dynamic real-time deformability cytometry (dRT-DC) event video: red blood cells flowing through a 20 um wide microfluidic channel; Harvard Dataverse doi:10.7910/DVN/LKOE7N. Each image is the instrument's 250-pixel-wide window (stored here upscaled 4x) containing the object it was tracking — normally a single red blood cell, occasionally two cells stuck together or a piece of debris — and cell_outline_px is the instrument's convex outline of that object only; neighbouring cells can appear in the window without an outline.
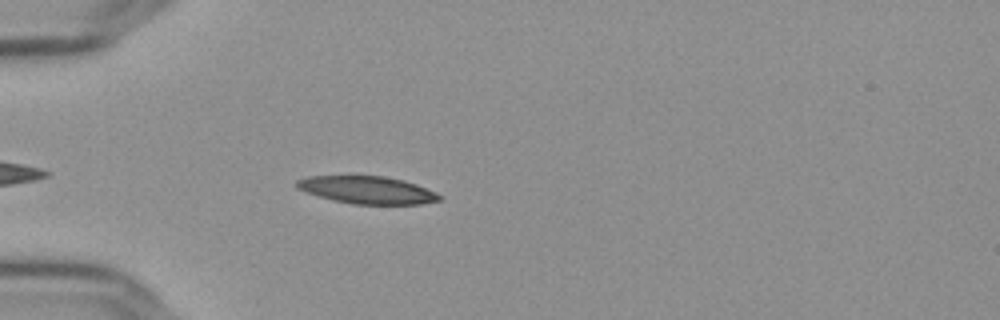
{"species": "Egyptian fruit bat (a non-hibernating species)", "species_latin": "Rousettus aegyptiacus", "temperature_condition": "cold", "stored_images_in_passage": 41, "camera_frame_rate_fps": 3000, "um_per_image_px": 0.085, "frame": {"image": 1, "passage_image": 5, "time_ms": 1.333, "image_size_px": [1000, 320], "cell_outline_px": [[444, 196], [440, 200], [420, 204], [352, 204], [320, 196], [296, 188], [296, 180], [308, 176], [384, 176], [404, 180], [416, 184], [436, 192]], "centroid_in_image_um": [31.26, 16.14], "position_along_channel_um": 53.7, "area_um2": 22.72}}
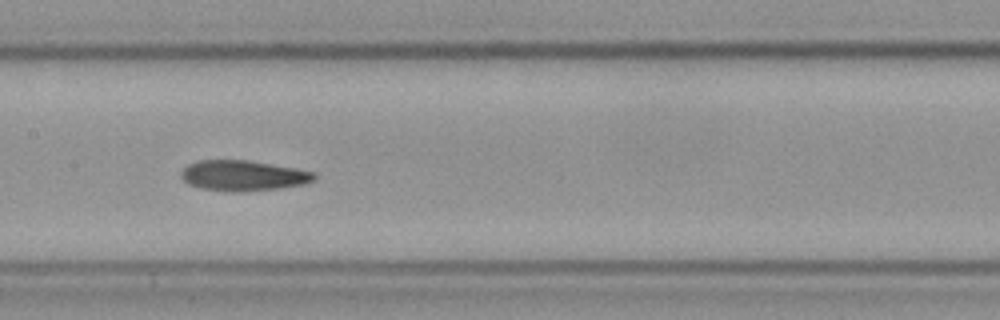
{"frame": {"image": 2, "passage_image": 17, "time_ms": 5.333, "image_size_px": [1000, 320], "cell_outline_px": [[316, 176], [312, 180], [304, 184], [280, 188], [244, 192], [232, 192], [200, 188], [188, 184], [180, 176], [180, 172], [188, 164], [196, 160], [248, 160], [292, 168], [312, 172]], "centroid_in_image_um": [20.59, 14.93], "position_along_channel_um": 186.8, "area_um2": 23.52}}
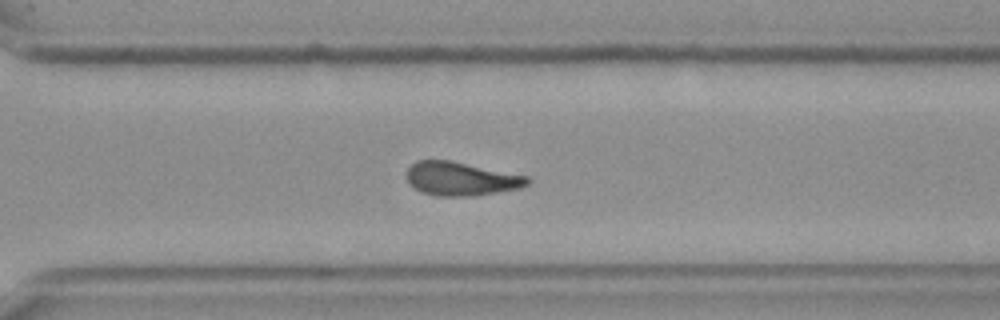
{"frame": {"image": 3, "passage_image": 29, "time_ms": 9.333, "image_size_px": [1000, 320], "cell_outline_px": [[532, 180], [528, 184], [520, 188], [472, 196], [436, 196], [420, 192], [408, 184], [404, 172], [416, 160], [452, 160], [528, 176]], "centroid_in_image_um": [39.14, 15.19], "position_along_channel_um": 331.5, "area_um2": 24.04}, "authors_computed_cell_mechanics": {"area_um2": 23.2356, "velocity_mm_per_s": 3.6308, "shape_relaxation_time_tau1_ms": null, "shape_relaxation_time_tau2_ms": 5.3731, "deformation_change_tau1": null, "deformation_change_tau2": 0.1419}}